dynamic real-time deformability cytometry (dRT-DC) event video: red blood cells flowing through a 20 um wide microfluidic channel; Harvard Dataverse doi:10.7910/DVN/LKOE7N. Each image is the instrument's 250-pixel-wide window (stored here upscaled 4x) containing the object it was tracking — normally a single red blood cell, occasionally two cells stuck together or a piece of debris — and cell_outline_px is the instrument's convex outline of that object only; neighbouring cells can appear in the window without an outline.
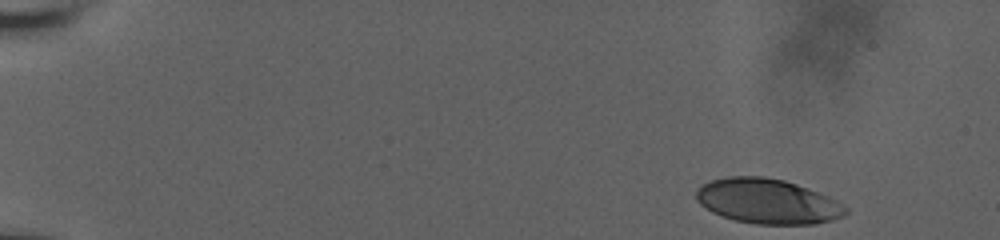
{"species": "human", "species_latin": "Homo sapiens", "temperature_condition": "room temperature", "stored_images_in_passage": 25, "camera_frame_rate_fps": 3000, "um_per_image_px": 0.085, "donor": {"sex": "male"}, "frame": {"image": 1, "passage_image": 1, "time_ms": 0.0, "image_size_px": [1000, 240], "cell_outline_px": [[848, 212], [844, 216], [832, 220], [816, 224], [756, 224], [736, 220], [712, 212], [700, 204], [696, 200], [696, 192], [704, 184], [712, 180], [728, 176], [764, 176], [784, 180], [820, 192], [836, 200], [848, 208]], "centroid_in_image_um": [65.28, 17.11], "position_along_channel_um": 19.7, "area_um2": 39.07}}
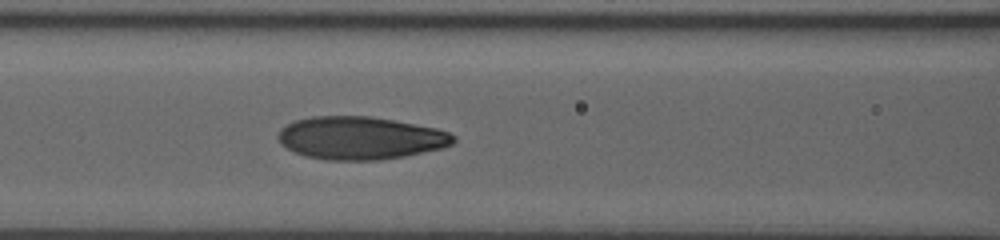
{"frame": {"image": 2, "passage_image": 14, "time_ms": 7.0, "image_size_px": [1000, 240], "cell_outline_px": [[456, 140], [452, 144], [444, 148], [404, 156], [380, 160], [328, 160], [304, 156], [280, 144], [276, 136], [280, 128], [296, 120], [312, 116], [368, 116], [392, 120], [436, 128], [448, 132], [456, 136]], "centroid_in_image_um": [30.62, 11.73], "position_along_channel_um": 136.0, "area_um2": 43.81}}
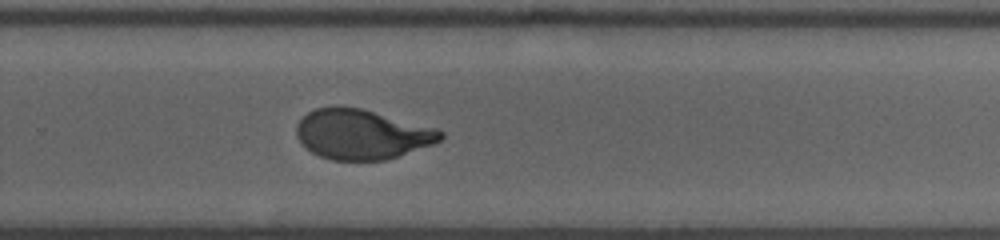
{"frame": {"image": 3, "passage_image": 25, "time_ms": 11.333, "image_size_px": [1000, 240], "cell_outline_px": [[444, 136], [440, 140], [432, 144], [384, 160], [332, 160], [320, 156], [312, 152], [296, 136], [296, 124], [308, 112], [316, 108], [336, 104], [360, 108], [436, 128], [444, 132]], "centroid_in_image_um": [30.72, 11.39], "position_along_channel_um": 299.1, "area_um2": 41.67}}